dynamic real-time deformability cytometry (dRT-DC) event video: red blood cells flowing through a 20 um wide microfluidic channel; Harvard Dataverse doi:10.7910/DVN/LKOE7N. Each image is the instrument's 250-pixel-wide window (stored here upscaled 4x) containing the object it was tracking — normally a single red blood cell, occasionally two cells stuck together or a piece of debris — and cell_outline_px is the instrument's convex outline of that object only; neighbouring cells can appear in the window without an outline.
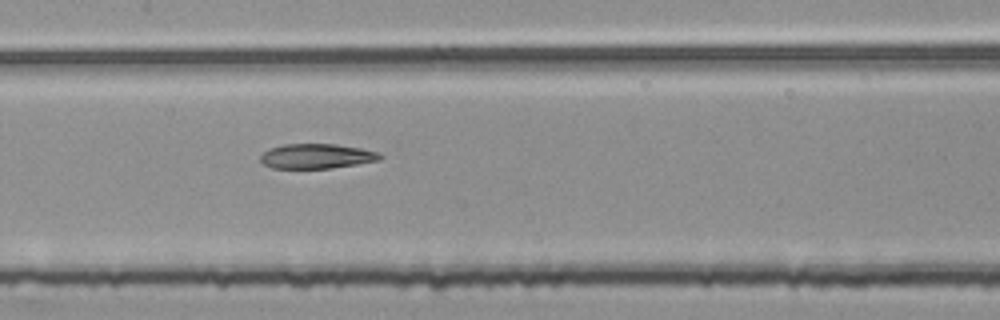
{"species": "common noctule bat (a hibernating species)", "species_latin": "Nyctalus noctula", "temperature_condition": "room temperature", "stored_images_in_passage": 54, "segment_of_instrument_passage": [2, 2], "camera_frame_rate_fps": 3000, "um_per_image_px": 0.085, "animal": {"sex": "female", "body_mass_g": 25.1}, "frame": {"image": 1, "passage_image": 26, "time_ms": 8.333, "image_size_px": [1000, 320], "cell_outline_px": [[384, 156], [380, 160], [332, 168], [272, 168], [264, 164], [260, 160], [260, 156], [268, 148], [284, 144], [336, 144], [360, 148], [380, 152]], "centroid_in_image_um": [26.92, 13.27], "position_along_channel_um": 180.5, "area_um2": 17.34}}
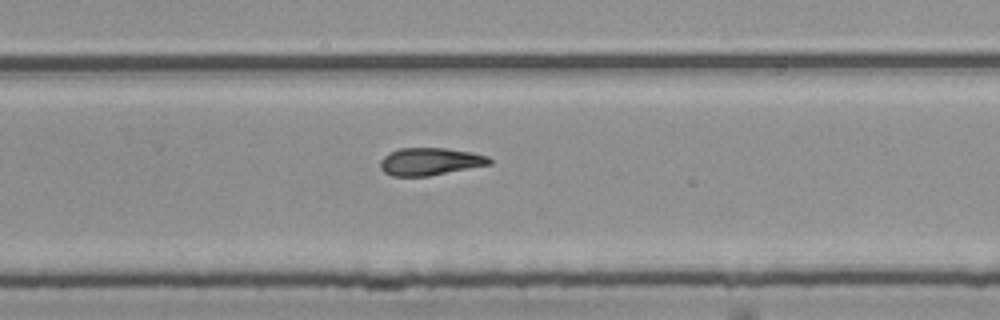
{"frame": {"image": 2, "passage_image": 35, "time_ms": 11.333, "image_size_px": [1000, 320], "cell_outline_px": [[492, 164], [428, 176], [392, 176], [384, 172], [380, 168], [380, 160], [388, 152], [400, 148], [448, 148], [472, 152], [488, 156], [492, 160]], "centroid_in_image_um": [36.55, 13.72], "position_along_channel_um": 293.2, "area_um2": 17.63}}
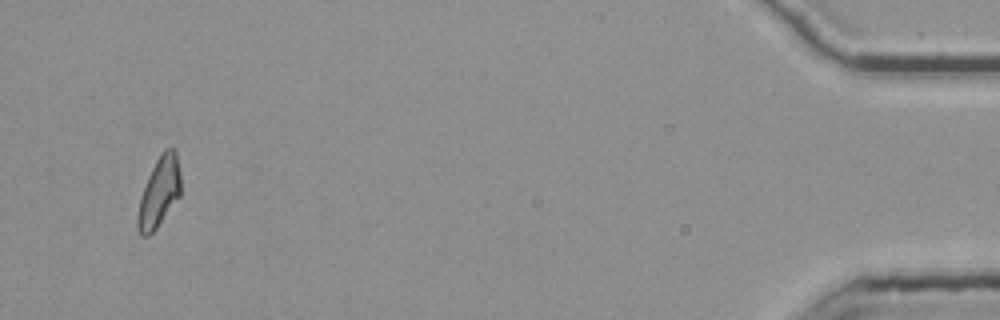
{"frame": {"image": 3, "passage_image": 52, "time_ms": 17.0, "image_size_px": [1000, 320], "cell_outline_px": [[180, 196], [156, 228], [148, 236], [140, 236], [136, 228], [136, 216], [140, 196], [148, 176], [160, 152], [164, 148], [172, 148], [176, 152], [180, 172]], "centroid_in_image_um": [13.5, 16.35], "position_along_channel_um": 421.7, "area_um2": 17.69}}